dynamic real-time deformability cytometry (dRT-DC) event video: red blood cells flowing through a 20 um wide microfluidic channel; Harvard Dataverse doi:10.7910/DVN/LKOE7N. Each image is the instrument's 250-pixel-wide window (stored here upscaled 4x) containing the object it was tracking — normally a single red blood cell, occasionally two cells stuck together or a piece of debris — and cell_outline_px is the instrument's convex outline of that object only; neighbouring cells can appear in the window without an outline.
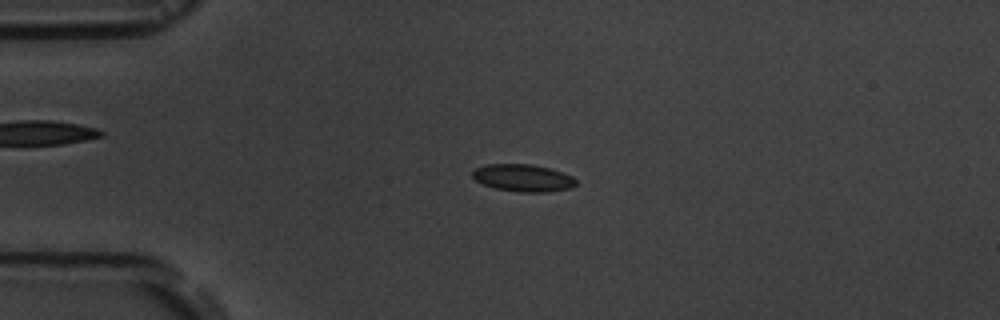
{"species": "common noctule bat (a hibernating species)", "species_latin": "Nyctalus noctula", "temperature_condition": "room temperature", "stored_images_in_passage": 5, "camera_frame_rate_fps": 3000, "um_per_image_px": 0.085, "animal": {"sex": "male", "body_mass_g": 19.5, "forearm_length_mm": 54.6}, "frame": {"image": 1, "passage_image": 3, "time_ms": 2.333, "image_size_px": [1000, 320], "cell_outline_px": [[576, 184], [572, 188], [548, 192], [520, 192], [496, 188], [484, 184], [476, 180], [472, 176], [472, 172], [476, 168], [488, 164], [532, 164], [564, 172], [572, 176], [576, 180]], "centroid_in_image_um": [44.5, 15.12], "position_along_channel_um": 40.5, "area_um2": 16.42}}
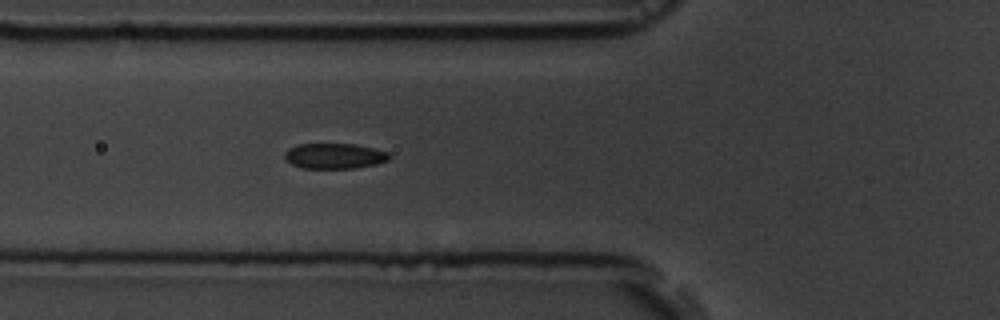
{"frame": {"image": 2, "passage_image": 5, "time_ms": 4.667, "image_size_px": [1000, 320], "cell_outline_px": [[392, 156], [388, 160], [376, 164], [356, 168], [304, 168], [292, 164], [284, 160], [284, 152], [288, 148], [296, 144], [356, 144], [376, 148], [388, 152]], "centroid_in_image_um": [28.43, 13.25], "position_along_channel_um": 97.4, "area_um2": 15.72}}